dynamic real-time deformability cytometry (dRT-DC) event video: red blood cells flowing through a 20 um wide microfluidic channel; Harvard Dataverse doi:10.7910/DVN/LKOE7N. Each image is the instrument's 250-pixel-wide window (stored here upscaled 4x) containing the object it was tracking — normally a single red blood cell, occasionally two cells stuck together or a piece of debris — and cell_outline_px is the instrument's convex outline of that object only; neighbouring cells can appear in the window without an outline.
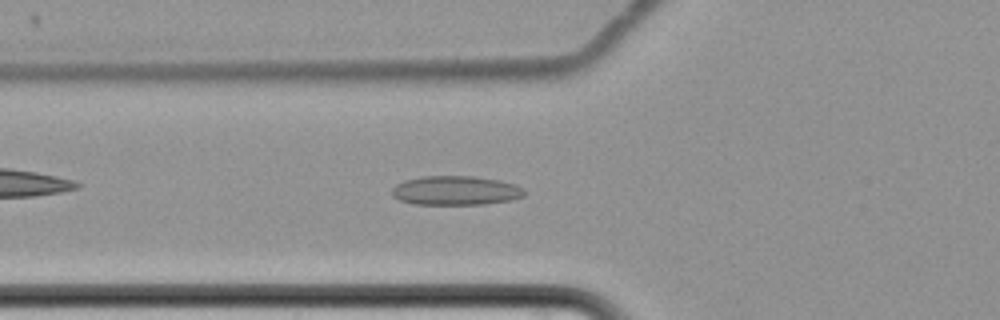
{"species": "common noctule bat (a hibernating species)", "species_latin": "Nyctalus noctula", "temperature_condition": "cold", "stored_images_in_passage": 59, "camera_frame_rate_fps": 3000, "um_per_image_px": 0.085, "animal": {"sex": "female", "body_mass_g": 22.7, "forearm_length_mm": 54.2}, "frame": {"image": 1, "passage_image": 21, "time_ms": 6.667, "image_size_px": [1000, 320], "cell_outline_px": [[528, 192], [524, 196], [512, 200], [484, 204], [416, 204], [400, 200], [392, 196], [392, 188], [396, 184], [404, 180], [420, 176], [476, 176], [500, 180], [516, 184], [524, 188]], "centroid_in_image_um": [38.78, 16.18], "position_along_channel_um": 87.0, "area_um2": 22.83}}
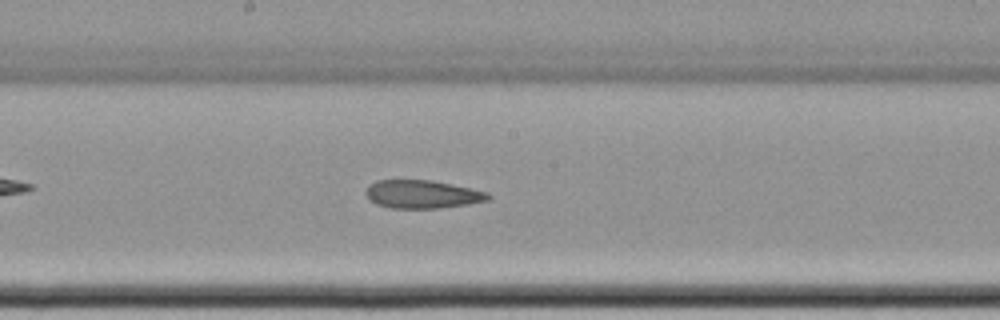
{"frame": {"image": 2, "passage_image": 32, "time_ms": 10.333, "image_size_px": [1000, 320], "cell_outline_px": [[492, 196], [488, 200], [468, 204], [436, 208], [388, 208], [376, 204], [368, 200], [364, 192], [368, 184], [376, 180], [428, 180], [472, 188], [488, 192]], "centroid_in_image_um": [35.84, 16.51], "position_along_channel_um": 212.4, "area_um2": 20.23}}
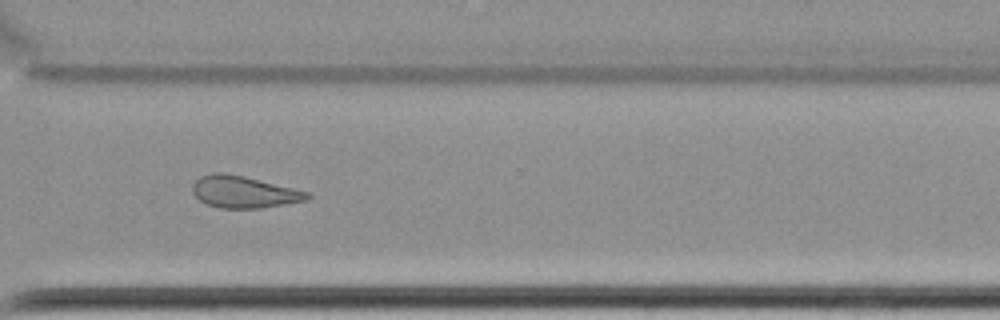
{"frame": {"image": 3, "passage_image": 44, "time_ms": 14.333, "image_size_px": [1000, 320], "cell_outline_px": [[312, 196], [308, 200], [260, 208], [220, 208], [208, 204], [200, 200], [192, 192], [192, 184], [200, 176], [212, 172], [224, 172], [244, 176], [312, 192]], "centroid_in_image_um": [20.75, 16.3], "position_along_channel_um": 349.8, "area_um2": 21.5}, "authors_computed_cell_mechanics": {"area_um2": 22.7154, "velocity_mm_per_s": 3.4255, "shape_relaxation_time_tau1_ms": null, "shape_relaxation_time_tau2_ms": 4.8146, "deformation_change_tau1": null, "deformation_change_tau2": 0.1326}}